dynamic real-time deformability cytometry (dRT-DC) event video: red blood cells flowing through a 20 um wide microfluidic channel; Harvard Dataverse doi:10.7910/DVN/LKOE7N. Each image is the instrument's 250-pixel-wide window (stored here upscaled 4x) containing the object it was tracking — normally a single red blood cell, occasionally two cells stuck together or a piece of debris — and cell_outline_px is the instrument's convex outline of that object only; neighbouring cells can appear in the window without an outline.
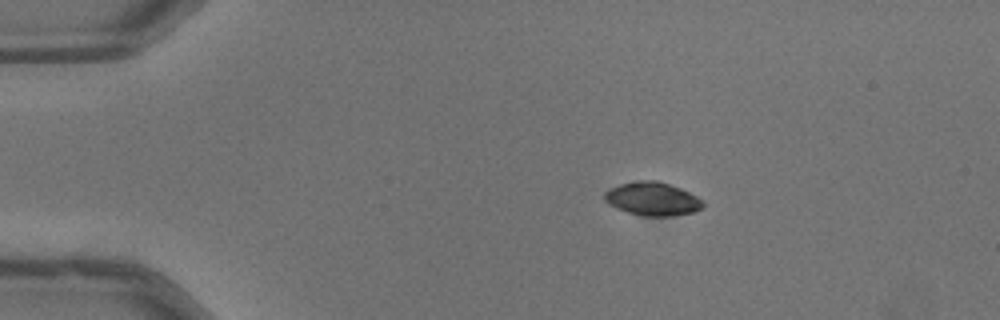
{"species": "common noctule bat (a hibernating species)", "species_latin": "Nyctalus noctula", "temperature_condition": "warm", "stored_images_in_passage": 43, "camera_frame_rate_fps": 3000, "um_per_image_px": 0.085, "animal": {"sex": "male", "body_mass_g": 13.3}, "frame": {"image": 1, "passage_image": 1, "time_ms": 0.0, "image_size_px": [1000, 320], "cell_outline_px": [[704, 208], [692, 212], [672, 216], [644, 216], [628, 212], [616, 208], [608, 204], [604, 200], [604, 192], [608, 188], [632, 180], [656, 180], [680, 188], [704, 200]], "centroid_in_image_um": [55.44, 16.89], "position_along_channel_um": 29.6, "area_um2": 19.36}}
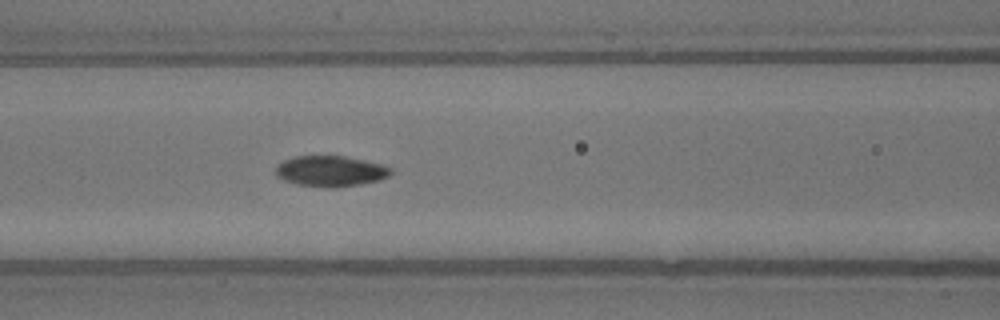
{"frame": {"image": 2, "passage_image": 14, "time_ms": 4.333, "image_size_px": [1000, 320], "cell_outline_px": [[392, 172], [388, 176], [380, 180], [360, 184], [336, 188], [332, 188], [296, 184], [284, 180], [276, 176], [276, 164], [284, 160], [296, 156], [344, 156], [364, 160], [380, 164], [392, 168]], "centroid_in_image_um": [28.08, 14.55], "position_along_channel_um": 138.5, "area_um2": 20.63}}
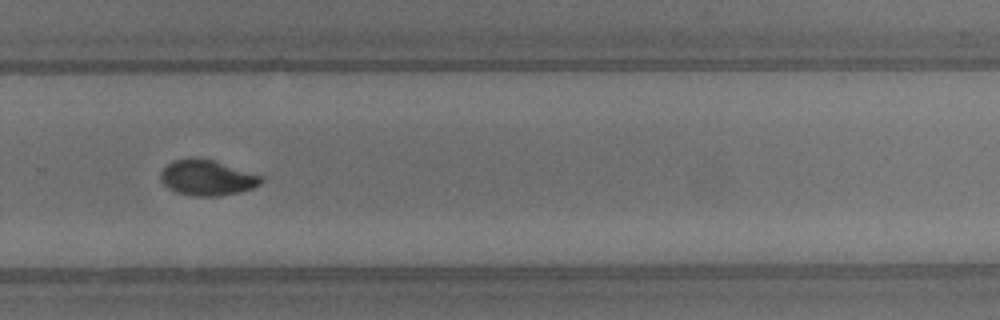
{"frame": {"image": 3, "passage_image": 27, "time_ms": 8.667, "image_size_px": [1000, 320], "cell_outline_px": [[264, 180], [260, 184], [252, 188], [240, 192], [220, 196], [196, 196], [176, 192], [168, 188], [160, 180], [160, 172], [172, 160], [212, 160], [264, 176]], "centroid_in_image_um": [17.63, 15.14], "position_along_channel_um": 312.2, "area_um2": 20.4}, "authors_computed_cell_mechanics": {"area_um2": 20.23, "velocity_mm_per_s": 4.0129, "shape_relaxation_time_tau1_ms": 3.743, "shape_relaxation_time_tau2_ms": null, "deformation_change_tau1": 0.1482, "deformation_change_tau2": null}}